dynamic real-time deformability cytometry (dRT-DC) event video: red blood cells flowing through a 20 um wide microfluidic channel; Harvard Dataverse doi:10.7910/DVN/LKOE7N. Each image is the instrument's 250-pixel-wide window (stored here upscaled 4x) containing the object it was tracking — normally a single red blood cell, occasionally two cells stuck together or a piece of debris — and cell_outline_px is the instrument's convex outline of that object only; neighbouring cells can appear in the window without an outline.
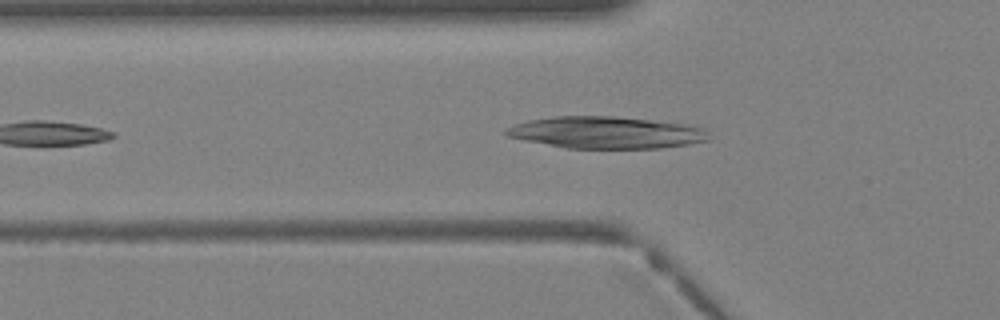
{"species": "Egyptian fruit bat (a non-hibernating species)", "species_latin": "Rousettus aegyptiacus", "temperature_condition": "warm", "stored_images_in_passage": 27, "camera_frame_rate_fps": 3000, "um_per_image_px": 0.085, "animal": {"sex": "female"}, "frame": {"image": 1, "passage_image": 5, "time_ms": 1.333, "image_size_px": [1000, 320], "cell_outline_px": [[708, 140], [688, 144], [660, 148], [568, 148], [524, 140], [508, 136], [504, 132], [508, 128], [516, 124], [528, 120], [556, 116], [612, 116], [684, 124], [704, 128]], "centroid_in_image_um": [51.5, 11.26], "position_along_channel_um": 74.3, "area_um2": 37.11}}
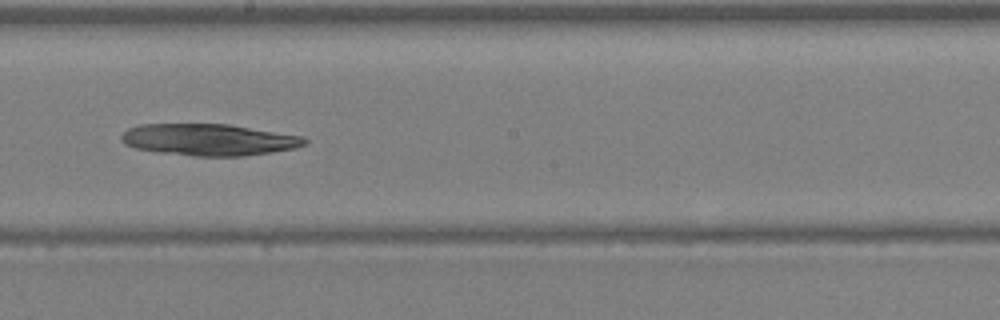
{"frame": {"image": 2, "passage_image": 14, "time_ms": 4.333, "image_size_px": [1000, 320], "cell_outline_px": [[308, 144], [296, 148], [272, 152], [244, 156], [192, 156], [160, 152], [136, 148], [124, 144], [120, 136], [128, 128], [140, 124], [228, 124], [304, 136], [308, 140]], "centroid_in_image_um": [17.79, 11.87], "position_along_channel_um": 230.4, "area_um2": 33.99}}
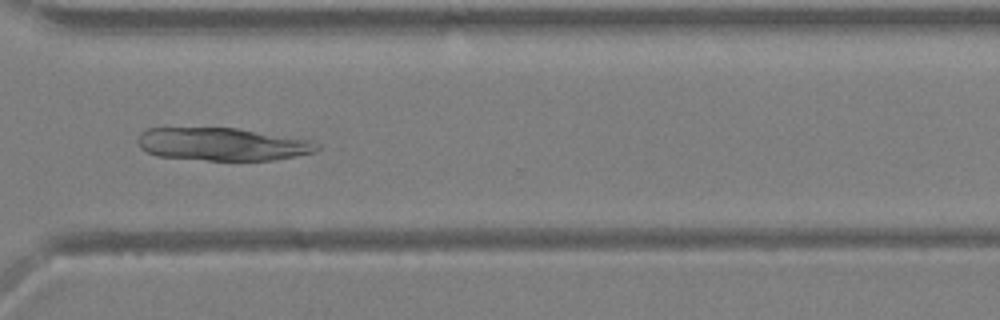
{"frame": {"image": 3, "passage_image": 21, "time_ms": 6.667, "image_size_px": [1000, 320], "cell_outline_px": [[320, 148], [316, 152], [296, 156], [272, 160], [208, 160], [156, 156], [140, 148], [136, 140], [140, 132], [148, 128], [236, 128], [312, 140], [320, 144]], "centroid_in_image_um": [18.91, 12.26], "position_along_channel_um": 351.7, "area_um2": 34.45}}